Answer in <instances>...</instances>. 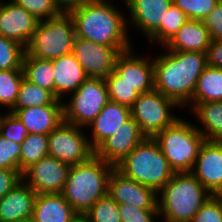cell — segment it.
<instances>
[{
  "instance_id": "6da1fadb",
  "label": "cell",
  "mask_w": 222,
  "mask_h": 222,
  "mask_svg": "<svg viewBox=\"0 0 222 222\" xmlns=\"http://www.w3.org/2000/svg\"><path fill=\"white\" fill-rule=\"evenodd\" d=\"M162 48L164 53L153 56L154 89L183 109L191 102L198 78L207 66L206 53Z\"/></svg>"
},
{
  "instance_id": "7a4b0ae2",
  "label": "cell",
  "mask_w": 222,
  "mask_h": 222,
  "mask_svg": "<svg viewBox=\"0 0 222 222\" xmlns=\"http://www.w3.org/2000/svg\"><path fill=\"white\" fill-rule=\"evenodd\" d=\"M123 12L110 0H91L69 14L74 19L76 37L109 47H133Z\"/></svg>"
},
{
  "instance_id": "3957f363",
  "label": "cell",
  "mask_w": 222,
  "mask_h": 222,
  "mask_svg": "<svg viewBox=\"0 0 222 222\" xmlns=\"http://www.w3.org/2000/svg\"><path fill=\"white\" fill-rule=\"evenodd\" d=\"M113 169V165L96 155L72 165L61 194L83 216L98 199L107 195L108 179Z\"/></svg>"
},
{
  "instance_id": "277c9868",
  "label": "cell",
  "mask_w": 222,
  "mask_h": 222,
  "mask_svg": "<svg viewBox=\"0 0 222 222\" xmlns=\"http://www.w3.org/2000/svg\"><path fill=\"white\" fill-rule=\"evenodd\" d=\"M212 194L191 173H175L158 192L160 219L191 222Z\"/></svg>"
},
{
  "instance_id": "5b68a950",
  "label": "cell",
  "mask_w": 222,
  "mask_h": 222,
  "mask_svg": "<svg viewBox=\"0 0 222 222\" xmlns=\"http://www.w3.org/2000/svg\"><path fill=\"white\" fill-rule=\"evenodd\" d=\"M116 168L157 193L175 174L157 141L149 138H144Z\"/></svg>"
},
{
  "instance_id": "8992f818",
  "label": "cell",
  "mask_w": 222,
  "mask_h": 222,
  "mask_svg": "<svg viewBox=\"0 0 222 222\" xmlns=\"http://www.w3.org/2000/svg\"><path fill=\"white\" fill-rule=\"evenodd\" d=\"M154 139L175 173L192 171L199 149L205 141L195 123L192 124L185 117H180Z\"/></svg>"
},
{
  "instance_id": "52a82bcc",
  "label": "cell",
  "mask_w": 222,
  "mask_h": 222,
  "mask_svg": "<svg viewBox=\"0 0 222 222\" xmlns=\"http://www.w3.org/2000/svg\"><path fill=\"white\" fill-rule=\"evenodd\" d=\"M76 37L74 19L69 13L40 20L25 53L31 57L52 60L72 53Z\"/></svg>"
},
{
  "instance_id": "ba28073f",
  "label": "cell",
  "mask_w": 222,
  "mask_h": 222,
  "mask_svg": "<svg viewBox=\"0 0 222 222\" xmlns=\"http://www.w3.org/2000/svg\"><path fill=\"white\" fill-rule=\"evenodd\" d=\"M179 107L175 101L154 89L140 94L130 108L131 116L138 123L141 135L144 138L154 139L162 130L180 118L171 112Z\"/></svg>"
},
{
  "instance_id": "9c48e42d",
  "label": "cell",
  "mask_w": 222,
  "mask_h": 222,
  "mask_svg": "<svg viewBox=\"0 0 222 222\" xmlns=\"http://www.w3.org/2000/svg\"><path fill=\"white\" fill-rule=\"evenodd\" d=\"M63 101L64 121L86 128L110 101L105 79L87 78Z\"/></svg>"
},
{
  "instance_id": "30bf717a",
  "label": "cell",
  "mask_w": 222,
  "mask_h": 222,
  "mask_svg": "<svg viewBox=\"0 0 222 222\" xmlns=\"http://www.w3.org/2000/svg\"><path fill=\"white\" fill-rule=\"evenodd\" d=\"M83 129L63 120L48 134V156L70 166L89 160L95 150Z\"/></svg>"
},
{
  "instance_id": "8fae6325",
  "label": "cell",
  "mask_w": 222,
  "mask_h": 222,
  "mask_svg": "<svg viewBox=\"0 0 222 222\" xmlns=\"http://www.w3.org/2000/svg\"><path fill=\"white\" fill-rule=\"evenodd\" d=\"M132 47H109L75 37L72 53L87 78L105 79L114 70L117 56Z\"/></svg>"
},
{
  "instance_id": "7c38bea8",
  "label": "cell",
  "mask_w": 222,
  "mask_h": 222,
  "mask_svg": "<svg viewBox=\"0 0 222 222\" xmlns=\"http://www.w3.org/2000/svg\"><path fill=\"white\" fill-rule=\"evenodd\" d=\"M70 165L54 157H44L22 173V180L37 194L61 193Z\"/></svg>"
},
{
  "instance_id": "4fadbf2b",
  "label": "cell",
  "mask_w": 222,
  "mask_h": 222,
  "mask_svg": "<svg viewBox=\"0 0 222 222\" xmlns=\"http://www.w3.org/2000/svg\"><path fill=\"white\" fill-rule=\"evenodd\" d=\"M131 49L121 52L115 61L114 71L123 81L135 89L139 94L154 90L153 58L139 56Z\"/></svg>"
},
{
  "instance_id": "5bb4252c",
  "label": "cell",
  "mask_w": 222,
  "mask_h": 222,
  "mask_svg": "<svg viewBox=\"0 0 222 222\" xmlns=\"http://www.w3.org/2000/svg\"><path fill=\"white\" fill-rule=\"evenodd\" d=\"M107 194L118 204L133 205L141 209H158V193L125 176L116 167L108 179Z\"/></svg>"
},
{
  "instance_id": "9a60e30c",
  "label": "cell",
  "mask_w": 222,
  "mask_h": 222,
  "mask_svg": "<svg viewBox=\"0 0 222 222\" xmlns=\"http://www.w3.org/2000/svg\"><path fill=\"white\" fill-rule=\"evenodd\" d=\"M191 173L212 195H222V141L202 143Z\"/></svg>"
},
{
  "instance_id": "2e32d148",
  "label": "cell",
  "mask_w": 222,
  "mask_h": 222,
  "mask_svg": "<svg viewBox=\"0 0 222 222\" xmlns=\"http://www.w3.org/2000/svg\"><path fill=\"white\" fill-rule=\"evenodd\" d=\"M128 9V29H137L148 38L160 25H165V16L173 0H123ZM131 25V26H130Z\"/></svg>"
},
{
  "instance_id": "e0dca14e",
  "label": "cell",
  "mask_w": 222,
  "mask_h": 222,
  "mask_svg": "<svg viewBox=\"0 0 222 222\" xmlns=\"http://www.w3.org/2000/svg\"><path fill=\"white\" fill-rule=\"evenodd\" d=\"M143 139L138 123L131 116L95 149V155L116 167Z\"/></svg>"
},
{
  "instance_id": "ac0fdd59",
  "label": "cell",
  "mask_w": 222,
  "mask_h": 222,
  "mask_svg": "<svg viewBox=\"0 0 222 222\" xmlns=\"http://www.w3.org/2000/svg\"><path fill=\"white\" fill-rule=\"evenodd\" d=\"M0 7V36L19 42L26 47L39 23V20L11 0Z\"/></svg>"
},
{
  "instance_id": "d6986e66",
  "label": "cell",
  "mask_w": 222,
  "mask_h": 222,
  "mask_svg": "<svg viewBox=\"0 0 222 222\" xmlns=\"http://www.w3.org/2000/svg\"><path fill=\"white\" fill-rule=\"evenodd\" d=\"M131 117L129 106L109 101L86 127L90 128V136H87L91 146L95 150L105 139L117 132L126 120Z\"/></svg>"
},
{
  "instance_id": "ffe728a7",
  "label": "cell",
  "mask_w": 222,
  "mask_h": 222,
  "mask_svg": "<svg viewBox=\"0 0 222 222\" xmlns=\"http://www.w3.org/2000/svg\"><path fill=\"white\" fill-rule=\"evenodd\" d=\"M54 70V96L64 101L65 97L75 92L87 79L83 67L73 53L52 59ZM68 94V95H67Z\"/></svg>"
},
{
  "instance_id": "44dd1931",
  "label": "cell",
  "mask_w": 222,
  "mask_h": 222,
  "mask_svg": "<svg viewBox=\"0 0 222 222\" xmlns=\"http://www.w3.org/2000/svg\"><path fill=\"white\" fill-rule=\"evenodd\" d=\"M37 193L23 180L0 199V222H21L32 218Z\"/></svg>"
},
{
  "instance_id": "7402d4cb",
  "label": "cell",
  "mask_w": 222,
  "mask_h": 222,
  "mask_svg": "<svg viewBox=\"0 0 222 222\" xmlns=\"http://www.w3.org/2000/svg\"><path fill=\"white\" fill-rule=\"evenodd\" d=\"M26 127L28 134L48 135L63 120V105H43L19 109L14 113Z\"/></svg>"
},
{
  "instance_id": "603a6c76",
  "label": "cell",
  "mask_w": 222,
  "mask_h": 222,
  "mask_svg": "<svg viewBox=\"0 0 222 222\" xmlns=\"http://www.w3.org/2000/svg\"><path fill=\"white\" fill-rule=\"evenodd\" d=\"M79 216L61 193L36 195L32 213L36 222H73Z\"/></svg>"
},
{
  "instance_id": "cb8c5ba5",
  "label": "cell",
  "mask_w": 222,
  "mask_h": 222,
  "mask_svg": "<svg viewBox=\"0 0 222 222\" xmlns=\"http://www.w3.org/2000/svg\"><path fill=\"white\" fill-rule=\"evenodd\" d=\"M211 42L208 29L202 20H188L164 46L169 51L206 53Z\"/></svg>"
},
{
  "instance_id": "d4e9b609",
  "label": "cell",
  "mask_w": 222,
  "mask_h": 222,
  "mask_svg": "<svg viewBox=\"0 0 222 222\" xmlns=\"http://www.w3.org/2000/svg\"><path fill=\"white\" fill-rule=\"evenodd\" d=\"M189 106L192 115H195L196 122L198 119V123L201 125L198 124L195 127L205 140L222 141V101L189 103L187 107L189 108Z\"/></svg>"
},
{
  "instance_id": "484cf974",
  "label": "cell",
  "mask_w": 222,
  "mask_h": 222,
  "mask_svg": "<svg viewBox=\"0 0 222 222\" xmlns=\"http://www.w3.org/2000/svg\"><path fill=\"white\" fill-rule=\"evenodd\" d=\"M222 101V69L206 66L198 78L190 103Z\"/></svg>"
},
{
  "instance_id": "4316f807",
  "label": "cell",
  "mask_w": 222,
  "mask_h": 222,
  "mask_svg": "<svg viewBox=\"0 0 222 222\" xmlns=\"http://www.w3.org/2000/svg\"><path fill=\"white\" fill-rule=\"evenodd\" d=\"M43 105H63V101L23 76L16 102L8 112L14 114L19 109Z\"/></svg>"
},
{
  "instance_id": "83f0119b",
  "label": "cell",
  "mask_w": 222,
  "mask_h": 222,
  "mask_svg": "<svg viewBox=\"0 0 222 222\" xmlns=\"http://www.w3.org/2000/svg\"><path fill=\"white\" fill-rule=\"evenodd\" d=\"M24 77L54 95V70L52 60L31 57L24 53L22 60Z\"/></svg>"
},
{
  "instance_id": "f1b7e54d",
  "label": "cell",
  "mask_w": 222,
  "mask_h": 222,
  "mask_svg": "<svg viewBox=\"0 0 222 222\" xmlns=\"http://www.w3.org/2000/svg\"><path fill=\"white\" fill-rule=\"evenodd\" d=\"M188 20L186 14L172 3L165 16V25H160L147 38L148 42L164 47Z\"/></svg>"
},
{
  "instance_id": "f546056e",
  "label": "cell",
  "mask_w": 222,
  "mask_h": 222,
  "mask_svg": "<svg viewBox=\"0 0 222 222\" xmlns=\"http://www.w3.org/2000/svg\"><path fill=\"white\" fill-rule=\"evenodd\" d=\"M20 172L48 156V135L28 134L20 147Z\"/></svg>"
},
{
  "instance_id": "4dcf8cb0",
  "label": "cell",
  "mask_w": 222,
  "mask_h": 222,
  "mask_svg": "<svg viewBox=\"0 0 222 222\" xmlns=\"http://www.w3.org/2000/svg\"><path fill=\"white\" fill-rule=\"evenodd\" d=\"M23 76V70L0 71V106L8 108L7 111L16 102Z\"/></svg>"
},
{
  "instance_id": "1f68e13d",
  "label": "cell",
  "mask_w": 222,
  "mask_h": 222,
  "mask_svg": "<svg viewBox=\"0 0 222 222\" xmlns=\"http://www.w3.org/2000/svg\"><path fill=\"white\" fill-rule=\"evenodd\" d=\"M83 216L86 222H122L118 203L108 194L98 199Z\"/></svg>"
},
{
  "instance_id": "d6a6232c",
  "label": "cell",
  "mask_w": 222,
  "mask_h": 222,
  "mask_svg": "<svg viewBox=\"0 0 222 222\" xmlns=\"http://www.w3.org/2000/svg\"><path fill=\"white\" fill-rule=\"evenodd\" d=\"M25 47L19 42L0 36V71L23 70Z\"/></svg>"
},
{
  "instance_id": "836d02e7",
  "label": "cell",
  "mask_w": 222,
  "mask_h": 222,
  "mask_svg": "<svg viewBox=\"0 0 222 222\" xmlns=\"http://www.w3.org/2000/svg\"><path fill=\"white\" fill-rule=\"evenodd\" d=\"M105 82L112 102L131 107L140 95L130 85L120 81V76L114 70L105 78Z\"/></svg>"
},
{
  "instance_id": "e575fe53",
  "label": "cell",
  "mask_w": 222,
  "mask_h": 222,
  "mask_svg": "<svg viewBox=\"0 0 222 222\" xmlns=\"http://www.w3.org/2000/svg\"><path fill=\"white\" fill-rule=\"evenodd\" d=\"M220 0H173L189 20H204Z\"/></svg>"
},
{
  "instance_id": "d590c367",
  "label": "cell",
  "mask_w": 222,
  "mask_h": 222,
  "mask_svg": "<svg viewBox=\"0 0 222 222\" xmlns=\"http://www.w3.org/2000/svg\"><path fill=\"white\" fill-rule=\"evenodd\" d=\"M14 4L24 8L39 21L54 18L61 14L53 0H11Z\"/></svg>"
},
{
  "instance_id": "8d00e7d4",
  "label": "cell",
  "mask_w": 222,
  "mask_h": 222,
  "mask_svg": "<svg viewBox=\"0 0 222 222\" xmlns=\"http://www.w3.org/2000/svg\"><path fill=\"white\" fill-rule=\"evenodd\" d=\"M0 135L22 144L28 135L26 127L21 120L10 112L3 113L0 125Z\"/></svg>"
},
{
  "instance_id": "74e56055",
  "label": "cell",
  "mask_w": 222,
  "mask_h": 222,
  "mask_svg": "<svg viewBox=\"0 0 222 222\" xmlns=\"http://www.w3.org/2000/svg\"><path fill=\"white\" fill-rule=\"evenodd\" d=\"M21 144L0 135V169L20 170Z\"/></svg>"
},
{
  "instance_id": "f35d334b",
  "label": "cell",
  "mask_w": 222,
  "mask_h": 222,
  "mask_svg": "<svg viewBox=\"0 0 222 222\" xmlns=\"http://www.w3.org/2000/svg\"><path fill=\"white\" fill-rule=\"evenodd\" d=\"M118 207L122 222H156L160 219L158 209H141L123 203L118 204Z\"/></svg>"
},
{
  "instance_id": "ab89813d",
  "label": "cell",
  "mask_w": 222,
  "mask_h": 222,
  "mask_svg": "<svg viewBox=\"0 0 222 222\" xmlns=\"http://www.w3.org/2000/svg\"><path fill=\"white\" fill-rule=\"evenodd\" d=\"M191 222H222V195H211Z\"/></svg>"
},
{
  "instance_id": "60d3db41",
  "label": "cell",
  "mask_w": 222,
  "mask_h": 222,
  "mask_svg": "<svg viewBox=\"0 0 222 222\" xmlns=\"http://www.w3.org/2000/svg\"><path fill=\"white\" fill-rule=\"evenodd\" d=\"M203 23L209 31L211 40L222 41V0L215 5Z\"/></svg>"
},
{
  "instance_id": "b9f144b4",
  "label": "cell",
  "mask_w": 222,
  "mask_h": 222,
  "mask_svg": "<svg viewBox=\"0 0 222 222\" xmlns=\"http://www.w3.org/2000/svg\"><path fill=\"white\" fill-rule=\"evenodd\" d=\"M20 181H22V173L20 170L0 169V199H2Z\"/></svg>"
},
{
  "instance_id": "7bdbcfd3",
  "label": "cell",
  "mask_w": 222,
  "mask_h": 222,
  "mask_svg": "<svg viewBox=\"0 0 222 222\" xmlns=\"http://www.w3.org/2000/svg\"><path fill=\"white\" fill-rule=\"evenodd\" d=\"M207 65L222 69V41L211 40L206 51Z\"/></svg>"
},
{
  "instance_id": "ee69618b",
  "label": "cell",
  "mask_w": 222,
  "mask_h": 222,
  "mask_svg": "<svg viewBox=\"0 0 222 222\" xmlns=\"http://www.w3.org/2000/svg\"><path fill=\"white\" fill-rule=\"evenodd\" d=\"M55 6L61 13H70L91 0H53Z\"/></svg>"
},
{
  "instance_id": "f6af8a7d",
  "label": "cell",
  "mask_w": 222,
  "mask_h": 222,
  "mask_svg": "<svg viewBox=\"0 0 222 222\" xmlns=\"http://www.w3.org/2000/svg\"><path fill=\"white\" fill-rule=\"evenodd\" d=\"M73 222H86V219L84 216H79L76 220H74Z\"/></svg>"
},
{
  "instance_id": "bcb514c9",
  "label": "cell",
  "mask_w": 222,
  "mask_h": 222,
  "mask_svg": "<svg viewBox=\"0 0 222 222\" xmlns=\"http://www.w3.org/2000/svg\"><path fill=\"white\" fill-rule=\"evenodd\" d=\"M21 222H36L33 218L25 219Z\"/></svg>"
},
{
  "instance_id": "7dc6e473",
  "label": "cell",
  "mask_w": 222,
  "mask_h": 222,
  "mask_svg": "<svg viewBox=\"0 0 222 222\" xmlns=\"http://www.w3.org/2000/svg\"><path fill=\"white\" fill-rule=\"evenodd\" d=\"M160 220H162V221H164V222H181V221H174V220H168V219H160Z\"/></svg>"
},
{
  "instance_id": "c3c4849f",
  "label": "cell",
  "mask_w": 222,
  "mask_h": 222,
  "mask_svg": "<svg viewBox=\"0 0 222 222\" xmlns=\"http://www.w3.org/2000/svg\"><path fill=\"white\" fill-rule=\"evenodd\" d=\"M2 115H3V113L0 112V125H1Z\"/></svg>"
}]
</instances>
